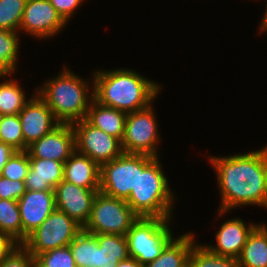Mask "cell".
Here are the masks:
<instances>
[{
    "label": "cell",
    "instance_id": "6da1fadb",
    "mask_svg": "<svg viewBox=\"0 0 267 267\" xmlns=\"http://www.w3.org/2000/svg\"><path fill=\"white\" fill-rule=\"evenodd\" d=\"M207 158L217 174L220 189L217 218L231 214L237 207L267 209V144L255 151Z\"/></svg>",
    "mask_w": 267,
    "mask_h": 267
},
{
    "label": "cell",
    "instance_id": "7a4b0ae2",
    "mask_svg": "<svg viewBox=\"0 0 267 267\" xmlns=\"http://www.w3.org/2000/svg\"><path fill=\"white\" fill-rule=\"evenodd\" d=\"M92 74L94 99L126 114L148 107L162 90L161 84L133 68L100 69Z\"/></svg>",
    "mask_w": 267,
    "mask_h": 267
},
{
    "label": "cell",
    "instance_id": "3957f363",
    "mask_svg": "<svg viewBox=\"0 0 267 267\" xmlns=\"http://www.w3.org/2000/svg\"><path fill=\"white\" fill-rule=\"evenodd\" d=\"M159 158L137 154L136 188L126 202L138 217L173 219L176 196Z\"/></svg>",
    "mask_w": 267,
    "mask_h": 267
},
{
    "label": "cell",
    "instance_id": "277c9868",
    "mask_svg": "<svg viewBox=\"0 0 267 267\" xmlns=\"http://www.w3.org/2000/svg\"><path fill=\"white\" fill-rule=\"evenodd\" d=\"M56 77L48 78L36 87V93L46 102L61 124H72L86 119L88 109L94 99L93 74L90 81L80 77L68 66Z\"/></svg>",
    "mask_w": 267,
    "mask_h": 267
},
{
    "label": "cell",
    "instance_id": "5b68a950",
    "mask_svg": "<svg viewBox=\"0 0 267 267\" xmlns=\"http://www.w3.org/2000/svg\"><path fill=\"white\" fill-rule=\"evenodd\" d=\"M172 219L139 217L125 235L129 256L142 265L154 261L175 237Z\"/></svg>",
    "mask_w": 267,
    "mask_h": 267
},
{
    "label": "cell",
    "instance_id": "8992f818",
    "mask_svg": "<svg viewBox=\"0 0 267 267\" xmlns=\"http://www.w3.org/2000/svg\"><path fill=\"white\" fill-rule=\"evenodd\" d=\"M138 218L125 200L99 191L94 198L89 220L83 230L91 234L125 236Z\"/></svg>",
    "mask_w": 267,
    "mask_h": 267
},
{
    "label": "cell",
    "instance_id": "52a82bcc",
    "mask_svg": "<svg viewBox=\"0 0 267 267\" xmlns=\"http://www.w3.org/2000/svg\"><path fill=\"white\" fill-rule=\"evenodd\" d=\"M151 103L148 107L127 113L124 135L121 140L123 153L147 154L159 157L160 140L158 117ZM159 132V133H158Z\"/></svg>",
    "mask_w": 267,
    "mask_h": 267
},
{
    "label": "cell",
    "instance_id": "ba28073f",
    "mask_svg": "<svg viewBox=\"0 0 267 267\" xmlns=\"http://www.w3.org/2000/svg\"><path fill=\"white\" fill-rule=\"evenodd\" d=\"M82 230L75 220L55 209L21 245L35 258L48 250L69 246Z\"/></svg>",
    "mask_w": 267,
    "mask_h": 267
},
{
    "label": "cell",
    "instance_id": "9c48e42d",
    "mask_svg": "<svg viewBox=\"0 0 267 267\" xmlns=\"http://www.w3.org/2000/svg\"><path fill=\"white\" fill-rule=\"evenodd\" d=\"M71 125L75 133V150L88 156L99 166L123 153L121 141L118 138L94 127L86 119Z\"/></svg>",
    "mask_w": 267,
    "mask_h": 267
},
{
    "label": "cell",
    "instance_id": "30bf717a",
    "mask_svg": "<svg viewBox=\"0 0 267 267\" xmlns=\"http://www.w3.org/2000/svg\"><path fill=\"white\" fill-rule=\"evenodd\" d=\"M137 154L122 153L100 166V189L102 193L127 201L136 188Z\"/></svg>",
    "mask_w": 267,
    "mask_h": 267
},
{
    "label": "cell",
    "instance_id": "8fae6325",
    "mask_svg": "<svg viewBox=\"0 0 267 267\" xmlns=\"http://www.w3.org/2000/svg\"><path fill=\"white\" fill-rule=\"evenodd\" d=\"M68 23L49 0H27L19 32L48 41L65 29Z\"/></svg>",
    "mask_w": 267,
    "mask_h": 267
},
{
    "label": "cell",
    "instance_id": "7c38bea8",
    "mask_svg": "<svg viewBox=\"0 0 267 267\" xmlns=\"http://www.w3.org/2000/svg\"><path fill=\"white\" fill-rule=\"evenodd\" d=\"M34 91L31 99L18 114L22 125L24 151H27L28 146L33 142L49 134L61 124L46 102L36 93V88Z\"/></svg>",
    "mask_w": 267,
    "mask_h": 267
},
{
    "label": "cell",
    "instance_id": "4fadbf2b",
    "mask_svg": "<svg viewBox=\"0 0 267 267\" xmlns=\"http://www.w3.org/2000/svg\"><path fill=\"white\" fill-rule=\"evenodd\" d=\"M54 191L56 209L84 227L89 220L93 201L99 189L82 188L62 180Z\"/></svg>",
    "mask_w": 267,
    "mask_h": 267
},
{
    "label": "cell",
    "instance_id": "5bb4252c",
    "mask_svg": "<svg viewBox=\"0 0 267 267\" xmlns=\"http://www.w3.org/2000/svg\"><path fill=\"white\" fill-rule=\"evenodd\" d=\"M259 223H247L243 218L226 219L215 234V243L202 244L211 253L237 259L246 243L248 235Z\"/></svg>",
    "mask_w": 267,
    "mask_h": 267
},
{
    "label": "cell",
    "instance_id": "9a60e30c",
    "mask_svg": "<svg viewBox=\"0 0 267 267\" xmlns=\"http://www.w3.org/2000/svg\"><path fill=\"white\" fill-rule=\"evenodd\" d=\"M75 151V133L71 124H60L27 148L29 158L65 161Z\"/></svg>",
    "mask_w": 267,
    "mask_h": 267
},
{
    "label": "cell",
    "instance_id": "2e32d148",
    "mask_svg": "<svg viewBox=\"0 0 267 267\" xmlns=\"http://www.w3.org/2000/svg\"><path fill=\"white\" fill-rule=\"evenodd\" d=\"M23 233L28 236L56 209L55 191L26 190L18 200Z\"/></svg>",
    "mask_w": 267,
    "mask_h": 267
},
{
    "label": "cell",
    "instance_id": "e0dca14e",
    "mask_svg": "<svg viewBox=\"0 0 267 267\" xmlns=\"http://www.w3.org/2000/svg\"><path fill=\"white\" fill-rule=\"evenodd\" d=\"M25 187L30 191L54 190L64 179V163L56 160L29 158Z\"/></svg>",
    "mask_w": 267,
    "mask_h": 267
},
{
    "label": "cell",
    "instance_id": "ac0fdd59",
    "mask_svg": "<svg viewBox=\"0 0 267 267\" xmlns=\"http://www.w3.org/2000/svg\"><path fill=\"white\" fill-rule=\"evenodd\" d=\"M63 180L82 188L100 189V166L75 150L64 163Z\"/></svg>",
    "mask_w": 267,
    "mask_h": 267
},
{
    "label": "cell",
    "instance_id": "d6986e66",
    "mask_svg": "<svg viewBox=\"0 0 267 267\" xmlns=\"http://www.w3.org/2000/svg\"><path fill=\"white\" fill-rule=\"evenodd\" d=\"M194 232L175 236L163 249L161 255L144 267H189V256L197 243Z\"/></svg>",
    "mask_w": 267,
    "mask_h": 267
},
{
    "label": "cell",
    "instance_id": "ffe728a7",
    "mask_svg": "<svg viewBox=\"0 0 267 267\" xmlns=\"http://www.w3.org/2000/svg\"><path fill=\"white\" fill-rule=\"evenodd\" d=\"M126 117L127 114L125 112L104 106L93 99L88 109L86 120L94 127L121 141L124 135Z\"/></svg>",
    "mask_w": 267,
    "mask_h": 267
},
{
    "label": "cell",
    "instance_id": "44dd1931",
    "mask_svg": "<svg viewBox=\"0 0 267 267\" xmlns=\"http://www.w3.org/2000/svg\"><path fill=\"white\" fill-rule=\"evenodd\" d=\"M237 260L240 267H267V224L252 230Z\"/></svg>",
    "mask_w": 267,
    "mask_h": 267
},
{
    "label": "cell",
    "instance_id": "7402d4cb",
    "mask_svg": "<svg viewBox=\"0 0 267 267\" xmlns=\"http://www.w3.org/2000/svg\"><path fill=\"white\" fill-rule=\"evenodd\" d=\"M98 243L97 267H116L129 256L125 236L117 234H94Z\"/></svg>",
    "mask_w": 267,
    "mask_h": 267
},
{
    "label": "cell",
    "instance_id": "603a6c76",
    "mask_svg": "<svg viewBox=\"0 0 267 267\" xmlns=\"http://www.w3.org/2000/svg\"><path fill=\"white\" fill-rule=\"evenodd\" d=\"M11 76L8 74L0 75V80L3 81H0V114L5 116L19 114L31 99V97L27 98L25 90L17 81L18 78H9Z\"/></svg>",
    "mask_w": 267,
    "mask_h": 267
},
{
    "label": "cell",
    "instance_id": "cb8c5ba5",
    "mask_svg": "<svg viewBox=\"0 0 267 267\" xmlns=\"http://www.w3.org/2000/svg\"><path fill=\"white\" fill-rule=\"evenodd\" d=\"M0 232L17 244H22L27 239L22 230L18 201L0 199Z\"/></svg>",
    "mask_w": 267,
    "mask_h": 267
},
{
    "label": "cell",
    "instance_id": "d4e9b609",
    "mask_svg": "<svg viewBox=\"0 0 267 267\" xmlns=\"http://www.w3.org/2000/svg\"><path fill=\"white\" fill-rule=\"evenodd\" d=\"M19 35V32L0 29V75H13L18 71Z\"/></svg>",
    "mask_w": 267,
    "mask_h": 267
},
{
    "label": "cell",
    "instance_id": "484cf974",
    "mask_svg": "<svg viewBox=\"0 0 267 267\" xmlns=\"http://www.w3.org/2000/svg\"><path fill=\"white\" fill-rule=\"evenodd\" d=\"M69 247L76 267H97L98 243L94 234L82 230Z\"/></svg>",
    "mask_w": 267,
    "mask_h": 267
},
{
    "label": "cell",
    "instance_id": "4316f807",
    "mask_svg": "<svg viewBox=\"0 0 267 267\" xmlns=\"http://www.w3.org/2000/svg\"><path fill=\"white\" fill-rule=\"evenodd\" d=\"M189 267H240L238 260L211 253L202 243H196L189 256Z\"/></svg>",
    "mask_w": 267,
    "mask_h": 267
},
{
    "label": "cell",
    "instance_id": "83f0119b",
    "mask_svg": "<svg viewBox=\"0 0 267 267\" xmlns=\"http://www.w3.org/2000/svg\"><path fill=\"white\" fill-rule=\"evenodd\" d=\"M27 0H0V29L19 32Z\"/></svg>",
    "mask_w": 267,
    "mask_h": 267
},
{
    "label": "cell",
    "instance_id": "f1b7e54d",
    "mask_svg": "<svg viewBox=\"0 0 267 267\" xmlns=\"http://www.w3.org/2000/svg\"><path fill=\"white\" fill-rule=\"evenodd\" d=\"M0 141L16 151H24V139L20 118L17 115H3L0 124Z\"/></svg>",
    "mask_w": 267,
    "mask_h": 267
},
{
    "label": "cell",
    "instance_id": "f546056e",
    "mask_svg": "<svg viewBox=\"0 0 267 267\" xmlns=\"http://www.w3.org/2000/svg\"><path fill=\"white\" fill-rule=\"evenodd\" d=\"M36 267H76L69 246L48 250L35 257Z\"/></svg>",
    "mask_w": 267,
    "mask_h": 267
},
{
    "label": "cell",
    "instance_id": "4dcf8cb0",
    "mask_svg": "<svg viewBox=\"0 0 267 267\" xmlns=\"http://www.w3.org/2000/svg\"><path fill=\"white\" fill-rule=\"evenodd\" d=\"M30 168L27 151H16L4 165L0 175L10 180L25 181Z\"/></svg>",
    "mask_w": 267,
    "mask_h": 267
},
{
    "label": "cell",
    "instance_id": "1f68e13d",
    "mask_svg": "<svg viewBox=\"0 0 267 267\" xmlns=\"http://www.w3.org/2000/svg\"><path fill=\"white\" fill-rule=\"evenodd\" d=\"M0 267H36V262L35 258L18 244L2 259Z\"/></svg>",
    "mask_w": 267,
    "mask_h": 267
},
{
    "label": "cell",
    "instance_id": "d6a6232c",
    "mask_svg": "<svg viewBox=\"0 0 267 267\" xmlns=\"http://www.w3.org/2000/svg\"><path fill=\"white\" fill-rule=\"evenodd\" d=\"M25 192V181L10 180L0 175V199L18 201Z\"/></svg>",
    "mask_w": 267,
    "mask_h": 267
},
{
    "label": "cell",
    "instance_id": "836d02e7",
    "mask_svg": "<svg viewBox=\"0 0 267 267\" xmlns=\"http://www.w3.org/2000/svg\"><path fill=\"white\" fill-rule=\"evenodd\" d=\"M55 10L69 23L85 0H49Z\"/></svg>",
    "mask_w": 267,
    "mask_h": 267
},
{
    "label": "cell",
    "instance_id": "e575fe53",
    "mask_svg": "<svg viewBox=\"0 0 267 267\" xmlns=\"http://www.w3.org/2000/svg\"><path fill=\"white\" fill-rule=\"evenodd\" d=\"M17 245L8 235L0 232V262Z\"/></svg>",
    "mask_w": 267,
    "mask_h": 267
},
{
    "label": "cell",
    "instance_id": "d590c367",
    "mask_svg": "<svg viewBox=\"0 0 267 267\" xmlns=\"http://www.w3.org/2000/svg\"><path fill=\"white\" fill-rule=\"evenodd\" d=\"M16 152L11 146L0 141V173L8 159Z\"/></svg>",
    "mask_w": 267,
    "mask_h": 267
},
{
    "label": "cell",
    "instance_id": "8d00e7d4",
    "mask_svg": "<svg viewBox=\"0 0 267 267\" xmlns=\"http://www.w3.org/2000/svg\"><path fill=\"white\" fill-rule=\"evenodd\" d=\"M116 267H144L138 260L129 257L127 260L120 261Z\"/></svg>",
    "mask_w": 267,
    "mask_h": 267
},
{
    "label": "cell",
    "instance_id": "74e56055",
    "mask_svg": "<svg viewBox=\"0 0 267 267\" xmlns=\"http://www.w3.org/2000/svg\"><path fill=\"white\" fill-rule=\"evenodd\" d=\"M265 31H267V3L265 5V12H264V14L262 16V20L260 21V24H259V27H258V32L260 34L266 33Z\"/></svg>",
    "mask_w": 267,
    "mask_h": 267
},
{
    "label": "cell",
    "instance_id": "f35d334b",
    "mask_svg": "<svg viewBox=\"0 0 267 267\" xmlns=\"http://www.w3.org/2000/svg\"><path fill=\"white\" fill-rule=\"evenodd\" d=\"M2 118H3V115L0 114V124H1Z\"/></svg>",
    "mask_w": 267,
    "mask_h": 267
}]
</instances>
